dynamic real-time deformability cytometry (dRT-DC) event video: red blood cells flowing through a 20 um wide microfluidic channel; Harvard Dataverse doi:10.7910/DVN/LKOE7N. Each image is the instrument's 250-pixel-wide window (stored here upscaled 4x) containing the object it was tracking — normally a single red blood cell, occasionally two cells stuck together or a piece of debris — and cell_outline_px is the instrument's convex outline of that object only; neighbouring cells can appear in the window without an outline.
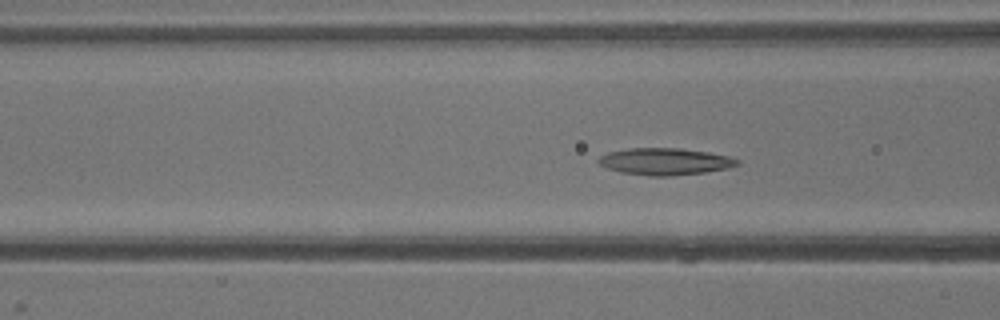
{"species": "common noctule bat (a hibernating species)", "species_latin": "Nyctalus noctula", "temperature_condition": "warm", "stored_images_in_passage": 7, "camera_frame_rate_fps": 3000, "um_per_image_px": 0.085, "animal": {"sex": "male", "body_mass_g": 13.3}, "frame": {"image": 1, "passage_image": 5, "time_ms": 4.667, "image_size_px": [1000, 320], "cell_outline_px": [[740, 164], [728, 168], [704, 172], [672, 176], [652, 176], [620, 172], [608, 168], [600, 164], [596, 160], [600, 156], [608, 152], [628, 148], [680, 148], [708, 152], [728, 156], [740, 160]], "centroid_in_image_um": [56.52, 13.72], "position_along_channel_um": 110.1, "area_um2": 21.73}}